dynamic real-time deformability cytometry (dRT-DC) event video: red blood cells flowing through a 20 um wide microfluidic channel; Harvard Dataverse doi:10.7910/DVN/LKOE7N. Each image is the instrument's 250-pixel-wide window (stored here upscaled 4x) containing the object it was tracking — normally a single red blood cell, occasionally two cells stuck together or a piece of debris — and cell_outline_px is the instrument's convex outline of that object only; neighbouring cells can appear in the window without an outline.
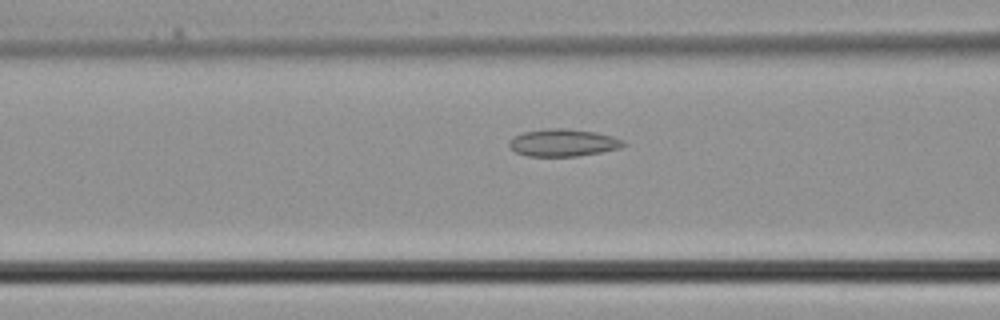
{"species": "common noctule bat (a hibernating species)", "species_latin": "Nyctalus noctula", "temperature_condition": "cold", "stored_images_in_passage": 36, "camera_frame_rate_fps": 3000, "um_per_image_px": 0.085, "animal": {"sex": "male", "body_mass_g": 21.5, "forearm_length_mm": 52.0}, "frame": {"image": 1, "passage_image": 13, "time_ms": 4.0, "image_size_px": [1000, 320], "cell_outline_px": [[628, 144], [620, 148], [600, 152], [576, 156], [528, 156], [516, 152], [508, 144], [508, 140], [512, 136], [524, 132], [548, 128], [564, 128], [596, 132], [612, 136], [624, 140]], "centroid_in_image_um": [47.87, 12.12], "position_along_channel_um": 118.7, "area_um2": 18.26}}
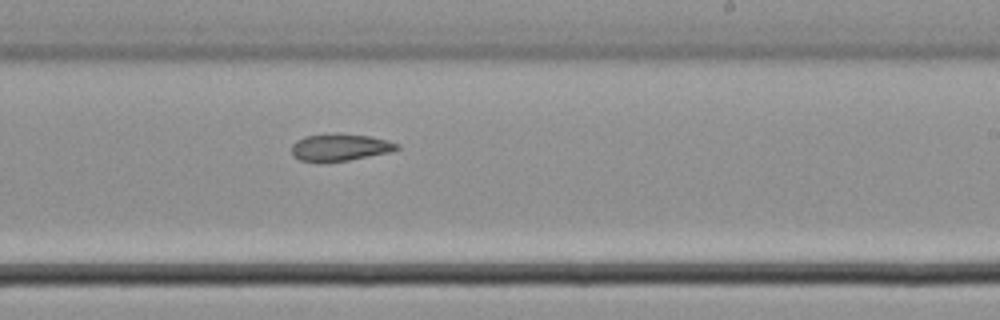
{"frame": {"image": 2, "passage_image": 21, "time_ms": 6.667, "image_size_px": [1000, 320], "cell_outline_px": [[400, 148], [392, 152], [348, 160], [320, 164], [300, 160], [292, 156], [292, 144], [296, 140], [304, 136], [340, 132], [372, 136], [388, 140], [400, 144]], "centroid_in_image_um": [28.89, 12.53], "position_along_channel_um": 260.1, "area_um2": 17.4}}
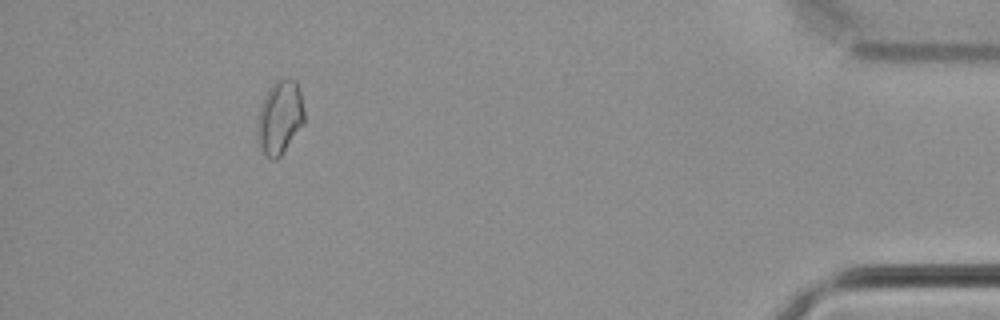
{"frame": {"image": 3, "passage_image": 33, "time_ms": 10.667, "image_size_px": [1000, 320], "cell_outline_px": [[304, 124], [280, 156], [276, 160], [272, 160], [260, 148], [256, 136], [256, 120], [260, 104], [268, 88], [280, 76], [284, 76], [296, 80], [300, 92], [304, 112]], "centroid_in_image_um": [23.76, 9.94], "position_along_channel_um": 411.4, "area_um2": 20.63}}